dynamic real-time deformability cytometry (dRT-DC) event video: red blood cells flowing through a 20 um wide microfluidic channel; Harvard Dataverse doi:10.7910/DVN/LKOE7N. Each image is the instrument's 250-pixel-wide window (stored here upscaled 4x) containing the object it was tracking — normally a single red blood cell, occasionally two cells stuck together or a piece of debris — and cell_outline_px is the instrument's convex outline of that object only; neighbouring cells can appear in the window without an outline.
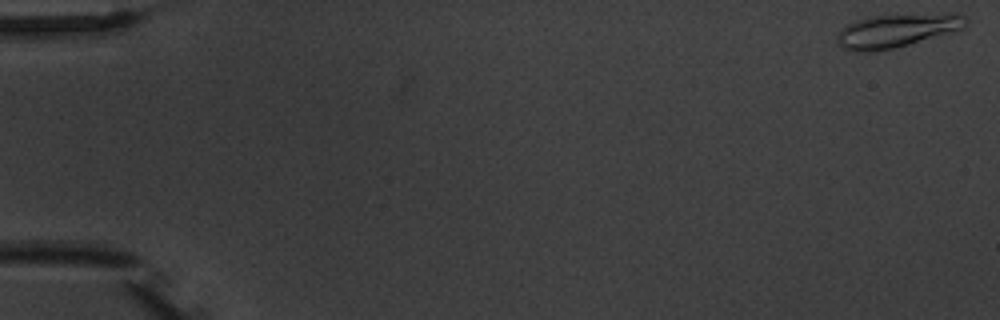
{"species": "common noctule bat (a hibernating species)", "species_latin": "Nyctalus noctula", "temperature_condition": "warm", "stored_images_in_passage": 5, "camera_frame_rate_fps": 3000, "um_per_image_px": 0.085, "animal": {"sex": "male", "body_mass_g": 20.1, "forearm_length_mm": 53.5}, "frame": {"image": 1, "passage_image": 1, "time_ms": 0.0, "image_size_px": [1000, 320], "cell_outline_px": [[968, 24], [964, 28], [908, 44], [892, 48], [868, 52], [848, 52], [836, 40], [836, 36], [848, 24], [856, 20], [872, 16], [956, 12], [964, 16], [968, 20]], "centroid_in_image_um": [76.25, 2.58], "position_along_channel_um": 8.8, "area_um2": 25.03}}